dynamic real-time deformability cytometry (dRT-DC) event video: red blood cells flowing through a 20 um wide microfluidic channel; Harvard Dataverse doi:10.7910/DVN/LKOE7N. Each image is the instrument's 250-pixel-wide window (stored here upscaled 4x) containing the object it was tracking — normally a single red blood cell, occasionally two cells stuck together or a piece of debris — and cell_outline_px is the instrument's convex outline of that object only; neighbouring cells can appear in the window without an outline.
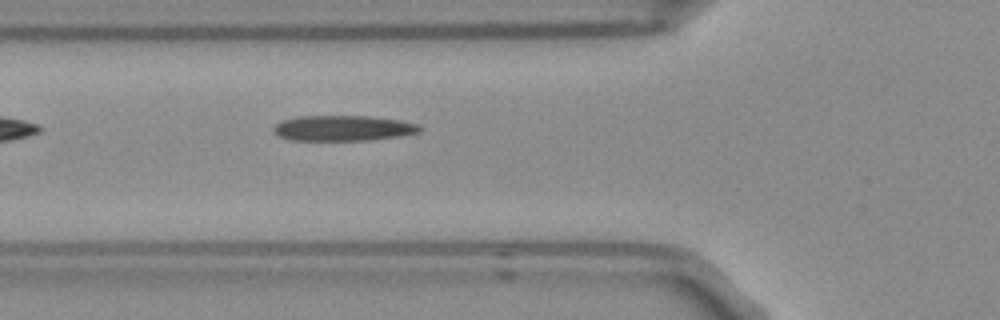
{"species": "Egyptian fruit bat (a non-hibernating species)", "species_latin": "Rousettus aegyptiacus", "temperature_condition": "room temperature", "stored_images_in_passage": 3, "camera_frame_rate_fps": 3000, "um_per_image_px": 0.085, "frame": {"image": 1, "passage_image": 3, "time_ms": 0.667, "image_size_px": [1000, 320], "cell_outline_px": [[424, 128], [420, 132], [400, 136], [368, 140], [288, 140], [276, 136], [272, 132], [272, 128], [280, 120], [300, 116], [372, 116], [400, 120], [420, 124]], "centroid_in_image_um": [29.15, 10.89], "position_along_channel_um": 96.7, "area_um2": 22.08}}